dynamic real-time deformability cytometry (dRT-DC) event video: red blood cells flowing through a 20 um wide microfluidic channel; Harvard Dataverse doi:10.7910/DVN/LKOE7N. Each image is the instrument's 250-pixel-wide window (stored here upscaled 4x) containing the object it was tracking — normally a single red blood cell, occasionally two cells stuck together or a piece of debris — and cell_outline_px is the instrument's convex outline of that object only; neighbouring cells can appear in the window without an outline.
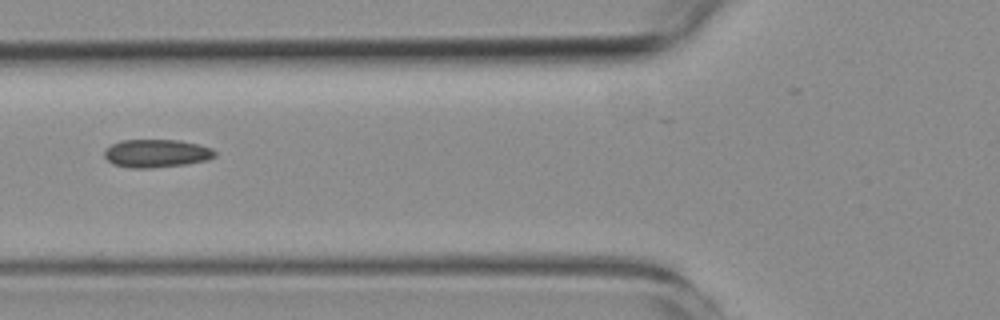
{"species": "common noctule bat (a hibernating species)", "species_latin": "Nyctalus noctula", "temperature_condition": "room temperature", "stored_images_in_passage": 5, "camera_frame_rate_fps": 3000, "um_per_image_px": 0.085, "animal": {"sex": "female", "body_mass_g": 19.3, "forearm_length_mm": 54.1}, "frame": {"image": 1, "passage_image": 2, "time_ms": 1.333, "image_size_px": [1000, 320], "cell_outline_px": [[216, 156], [208, 160], [188, 164], [152, 168], [128, 168], [112, 164], [104, 156], [104, 152], [112, 144], [120, 140], [180, 140], [200, 144], [212, 148], [216, 152]], "centroid_in_image_um": [13.33, 13.04], "position_along_channel_um": 112.5, "area_um2": 18.32}}
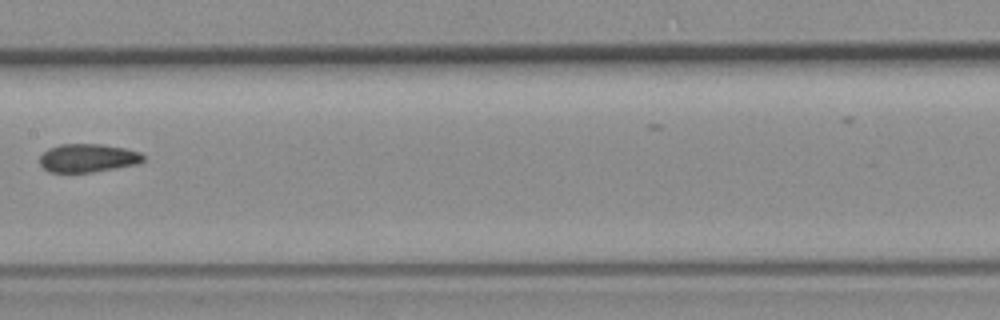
{"frame": {"image": 2, "passage_image": 4, "time_ms": 3.667, "image_size_px": [1000, 320], "cell_outline_px": [[144, 160], [136, 164], [116, 168], [92, 172], [48, 172], [40, 164], [40, 156], [48, 148], [60, 144], [100, 144], [124, 148], [140, 152], [144, 156]], "centroid_in_image_um": [7.45, 13.43], "position_along_channel_um": 199.9, "area_um2": 17.05}}
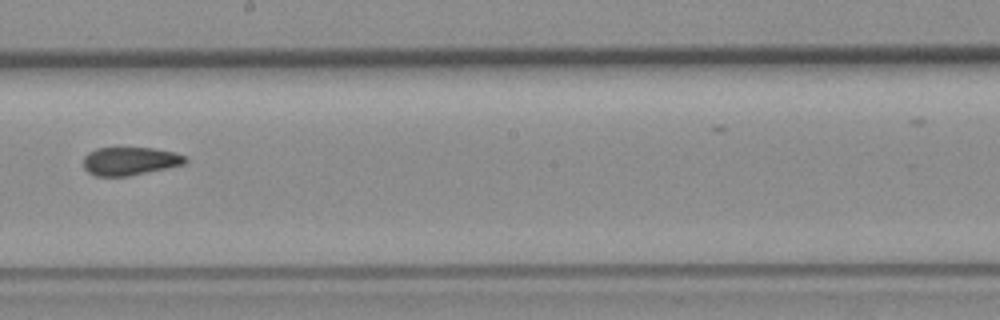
{"frame": {"image": 3, "passage_image": 5, "time_ms": 4.667, "image_size_px": [1000, 320], "cell_outline_px": [[188, 160], [184, 164], [128, 176], [96, 176], [88, 172], [84, 168], [84, 156], [88, 152], [96, 148], [152, 148], [172, 152], [184, 156]], "centroid_in_image_um": [11.0, 13.69], "position_along_channel_um": 237.2, "area_um2": 16.53}}